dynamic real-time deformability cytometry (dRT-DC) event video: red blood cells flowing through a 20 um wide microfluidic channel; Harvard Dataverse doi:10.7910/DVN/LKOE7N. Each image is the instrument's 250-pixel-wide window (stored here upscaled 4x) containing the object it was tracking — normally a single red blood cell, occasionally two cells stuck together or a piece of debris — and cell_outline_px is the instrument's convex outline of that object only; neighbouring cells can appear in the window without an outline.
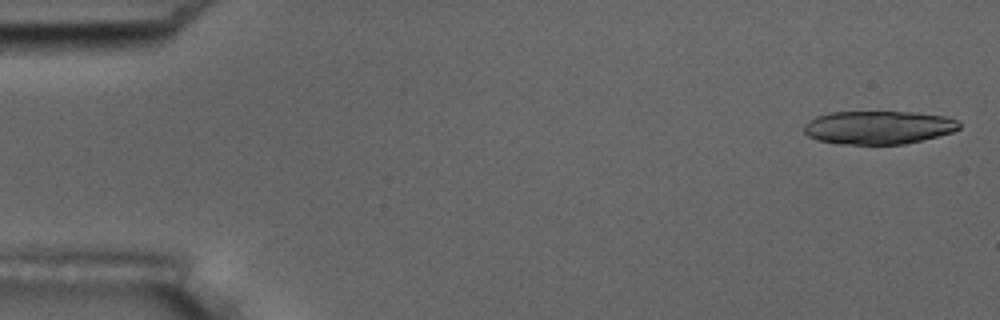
{"species": "common noctule bat (a hibernating species)", "species_latin": "Nyctalus noctula", "temperature_condition": "room temperature", "stored_images_in_passage": 5, "camera_frame_rate_fps": 3000, "um_per_image_px": 0.085, "animal": {"sex": "male", "body_mass_g": 17.5, "forearm_length_mm": 52.3}, "frame": {"image": 1, "passage_image": 1, "time_ms": 0.0, "image_size_px": [1000, 320], "cell_outline_px": [[960, 128], [952, 132], [904, 144], [836, 144], [816, 140], [808, 136], [804, 132], [804, 124], [808, 120], [816, 116], [828, 112], [912, 112], [944, 116], [956, 120], [960, 124]], "centroid_in_image_um": [74.6, 10.83], "position_along_channel_um": 10.4, "area_um2": 30.17}}